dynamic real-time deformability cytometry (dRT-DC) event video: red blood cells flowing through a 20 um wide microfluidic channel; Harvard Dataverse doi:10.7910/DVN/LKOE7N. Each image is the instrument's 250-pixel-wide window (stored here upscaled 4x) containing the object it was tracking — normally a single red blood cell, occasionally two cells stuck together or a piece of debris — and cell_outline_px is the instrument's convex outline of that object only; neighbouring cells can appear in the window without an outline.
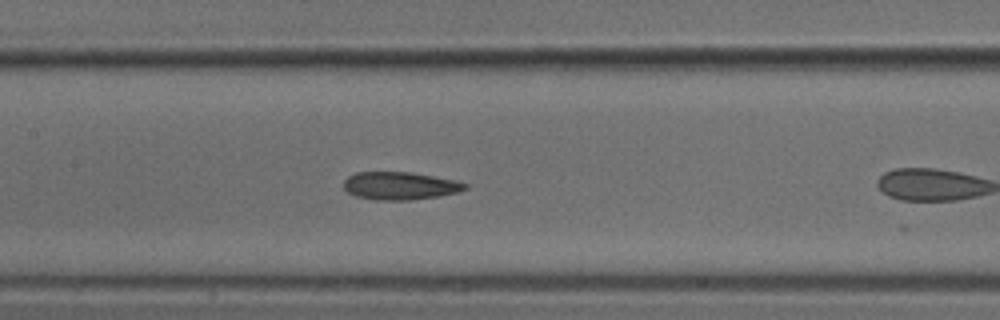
{"species": "common noctule bat (a hibernating species)", "species_latin": "Nyctalus noctula", "temperature_condition": "cold", "stored_images_in_passage": 14, "camera_frame_rate_fps": 3000, "um_per_image_px": 0.085, "animal": {"sex": "male", "body_mass_g": 18.8}, "frame": {"image": 1, "passage_image": 7, "time_ms": 2.0, "image_size_px": [1000, 320], "cell_outline_px": [[468, 188], [460, 192], [440, 196], [408, 200], [376, 200], [356, 196], [348, 192], [344, 188], [344, 180], [348, 176], [356, 172], [412, 172], [456, 180], [468, 184]], "centroid_in_image_um": [34.03, 15.79], "position_along_channel_um": 173.4, "area_um2": 19.83}}
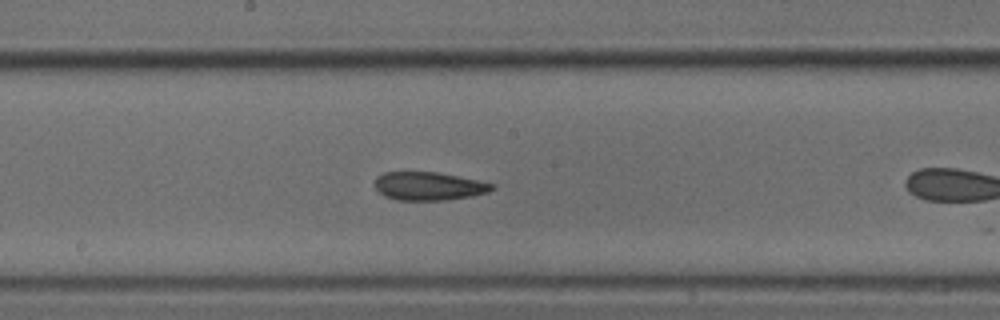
{"frame": {"image": 2, "passage_image": 10, "time_ms": 3.0, "image_size_px": [1000, 320], "cell_outline_px": [[496, 188], [488, 192], [472, 196], [448, 200], [396, 200], [384, 196], [376, 188], [376, 176], [384, 172], [436, 172], [480, 180], [496, 184]], "centroid_in_image_um": [36.49, 15.82], "position_along_channel_um": 211.7, "area_um2": 19.48}}